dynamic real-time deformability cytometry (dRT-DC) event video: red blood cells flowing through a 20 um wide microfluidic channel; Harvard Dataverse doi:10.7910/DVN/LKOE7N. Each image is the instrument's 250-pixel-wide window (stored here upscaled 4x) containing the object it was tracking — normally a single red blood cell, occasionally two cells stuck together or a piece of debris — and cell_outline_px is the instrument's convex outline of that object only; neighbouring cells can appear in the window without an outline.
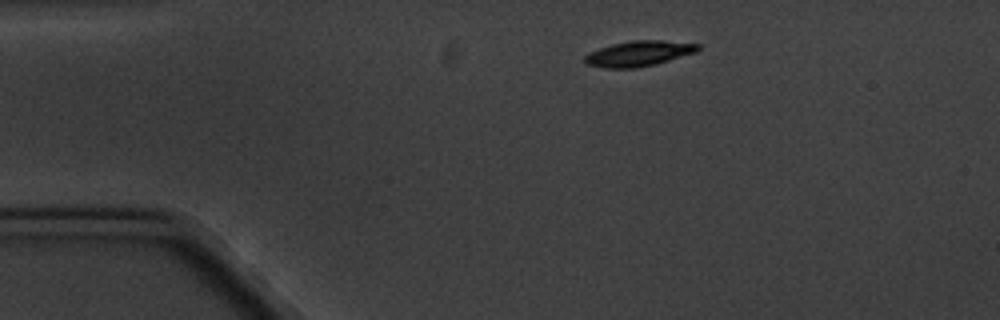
{"species": "common noctule bat (a hibernating species)", "species_latin": "Nyctalus noctula", "temperature_condition": "cold", "stored_images_in_passage": 4, "camera_frame_rate_fps": 3000, "um_per_image_px": 0.085, "animal": {"sex": "male", "body_mass_g": 20.1, "forearm_length_mm": 53.5}, "frame": {"image": 1, "passage_image": 1, "time_ms": 0.0, "image_size_px": [1000, 320], "cell_outline_px": [[700, 48], [696, 52], [656, 64], [636, 68], [608, 68], [584, 64], [584, 56], [588, 52], [612, 44], [632, 40], [664, 40], [700, 44]], "centroid_in_image_um": [54.28, 4.55], "position_along_channel_um": 30.7, "area_um2": 16.82}}
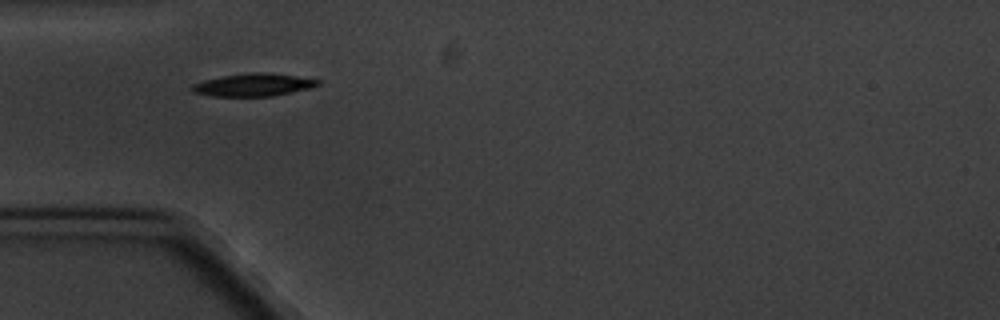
{"frame": {"image": 2, "passage_image": 3, "time_ms": 2.333, "image_size_px": [1000, 320], "cell_outline_px": [[320, 84], [308, 88], [292, 92], [272, 96], [216, 96], [192, 92], [188, 88], [192, 84], [204, 80], [224, 76], [248, 72], [264, 72], [296, 76], [320, 80]], "centroid_in_image_um": [21.5, 7.21], "position_along_channel_um": 63.5, "area_um2": 16.53}}